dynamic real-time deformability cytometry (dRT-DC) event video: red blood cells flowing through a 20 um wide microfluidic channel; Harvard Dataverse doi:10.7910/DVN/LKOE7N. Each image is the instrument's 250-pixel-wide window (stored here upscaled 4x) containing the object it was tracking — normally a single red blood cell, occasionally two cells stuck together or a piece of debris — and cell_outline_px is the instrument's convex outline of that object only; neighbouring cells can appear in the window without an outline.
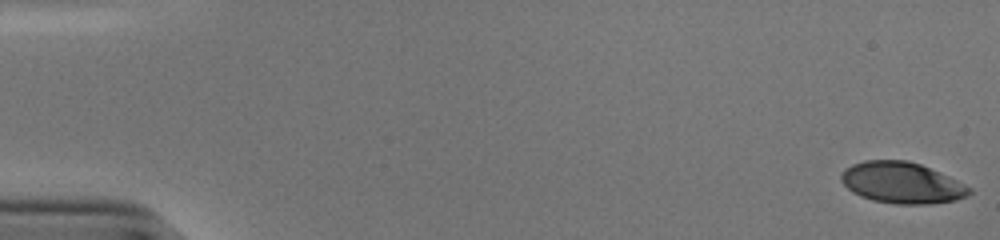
{"species": "human", "species_latin": "Homo sapiens", "temperature_condition": "cold", "stored_images_in_passage": 54, "camera_frame_rate_fps": 3000, "um_per_image_px": 0.085, "donor": {"sex": "male"}, "frame": {"image": 1, "passage_image": 1, "time_ms": 0.0, "image_size_px": [1000, 240], "cell_outline_px": [[972, 192], [968, 196], [956, 200], [924, 204], [896, 204], [872, 200], [860, 196], [852, 192], [840, 180], [840, 176], [844, 168], [852, 164], [864, 160], [908, 160], [920, 164], [948, 176], [972, 188]], "centroid_in_image_um": [76.64, 15.53], "position_along_channel_um": 8.4, "area_um2": 30.81}}
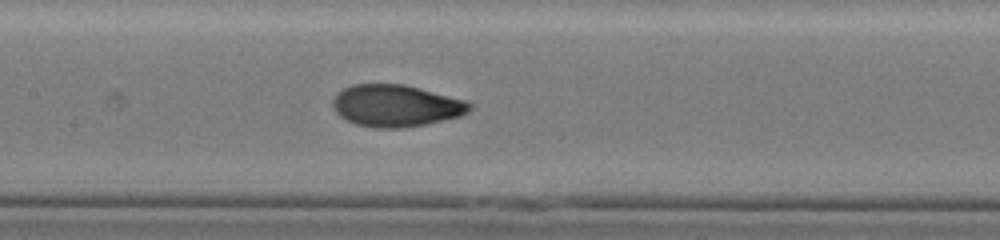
{"frame": {"image": 2, "passage_image": 27, "time_ms": 8.667, "image_size_px": [1000, 240], "cell_outline_px": [[472, 108], [468, 112], [460, 116], [424, 124], [404, 128], [376, 128], [356, 124], [340, 116], [332, 108], [332, 100], [336, 92], [352, 84], [404, 84], [420, 88], [464, 100], [472, 104]], "centroid_in_image_um": [33.62, 8.98], "position_along_channel_um": 173.8, "area_um2": 33.41}}
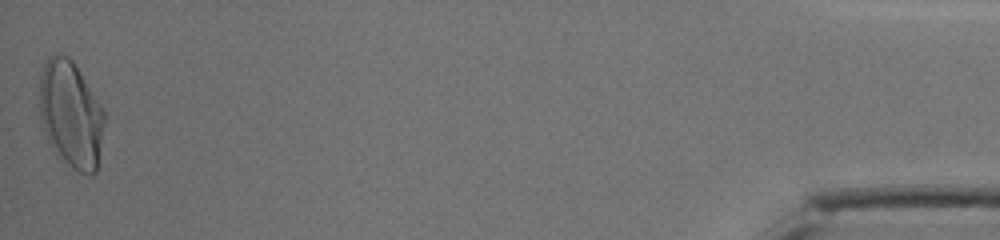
{"frame": {"image": 3, "passage_image": 54, "time_ms": 17.667, "image_size_px": [1000, 240], "cell_outline_px": [[104, 120], [96, 172], [80, 172], [60, 160], [48, 140], [44, 132], [40, 120], [40, 76], [44, 64], [48, 56], [56, 52], [60, 52], [68, 56], [72, 60], [104, 112]], "centroid_in_image_um": [5.97, 9.68], "position_along_channel_um": 429.2, "area_um2": 39.82}, "authors_computed_cell_mechanics": {"area_um2": 32.946, "velocity_mm_per_s": 3.8259, "shape_relaxation_time_tau1_ms": 3.977, "shape_relaxation_time_tau2_ms": null, "deformation_change_tau1": 0.1896, "deformation_change_tau2": null}}